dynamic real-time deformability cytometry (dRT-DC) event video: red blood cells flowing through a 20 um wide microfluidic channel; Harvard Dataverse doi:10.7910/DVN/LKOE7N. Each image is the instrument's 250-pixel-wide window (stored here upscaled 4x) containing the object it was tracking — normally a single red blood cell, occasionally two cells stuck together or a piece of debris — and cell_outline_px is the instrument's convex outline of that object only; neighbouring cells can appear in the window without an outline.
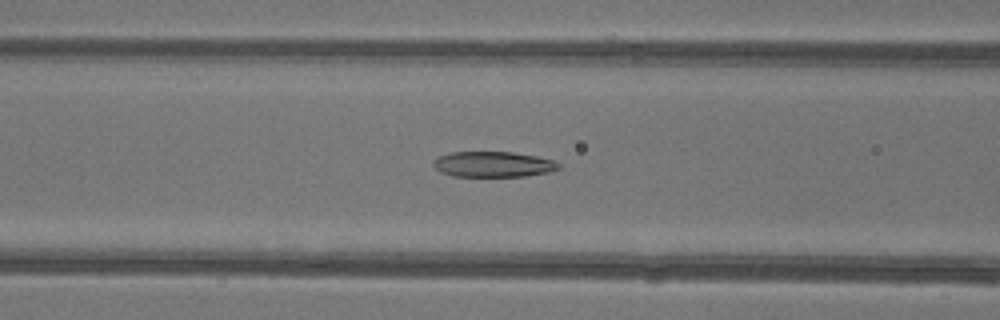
{"species": "common noctule bat (a hibernating species)", "species_latin": "Nyctalus noctula", "temperature_condition": "warm", "stored_images_in_passage": 49, "camera_frame_rate_fps": 3000, "um_per_image_px": 0.085, "animal": {"sex": "female"}, "frame": {"image": 1, "passage_image": 21, "time_ms": 6.667, "image_size_px": [1000, 320], "cell_outline_px": [[560, 168], [548, 172], [524, 176], [452, 176], [440, 172], [432, 164], [432, 160], [448, 152], [512, 152], [536, 156], [556, 160], [560, 164]], "centroid_in_image_um": [41.91, 13.96], "position_along_channel_um": 124.7, "area_um2": 18.73}}
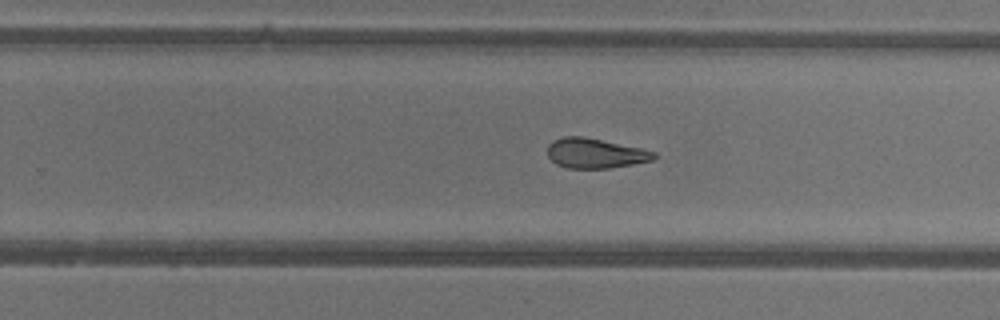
{"frame": {"image": 2, "passage_image": 32, "time_ms": 10.333, "image_size_px": [1000, 320], "cell_outline_px": [[656, 156], [652, 160], [632, 164], [608, 168], [568, 168], [556, 164], [548, 156], [548, 144], [552, 140], [564, 136], [584, 136], [640, 148], [656, 152]], "centroid_in_image_um": [50.56, 13.02], "position_along_channel_um": 279.2, "area_um2": 18.44}}
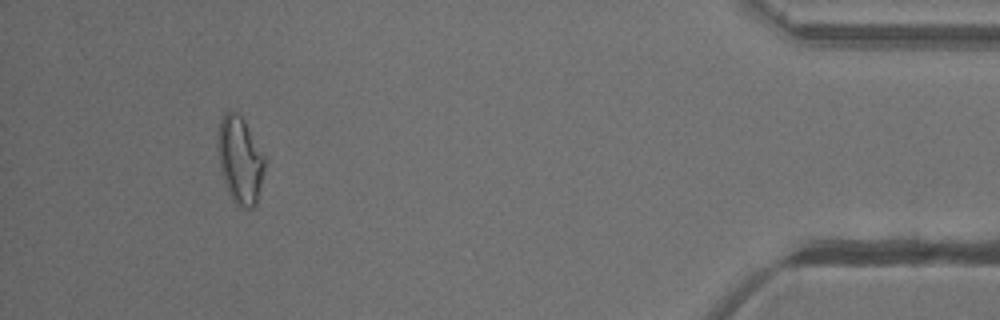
{"frame": {"image": 3, "passage_image": 46, "time_ms": 15.0, "image_size_px": [1000, 320], "cell_outline_px": [[264, 168], [256, 204], [252, 208], [240, 208], [232, 200], [228, 192], [220, 168], [216, 148], [216, 136], [220, 120], [224, 112], [236, 112], [244, 120], [264, 156]], "centroid_in_image_um": [20.35, 13.6], "position_along_channel_um": 414.8, "area_um2": 23.76}, "authors_computed_cell_mechanics": {"area_um2": 21.097, "velocity_mm_per_s": 4.228, "shape_relaxation_time_tau1_ms": null, "shape_relaxation_time_tau2_ms": 2.5337, "deformation_change_tau1": null, "deformation_change_tau2": 0.1091}}